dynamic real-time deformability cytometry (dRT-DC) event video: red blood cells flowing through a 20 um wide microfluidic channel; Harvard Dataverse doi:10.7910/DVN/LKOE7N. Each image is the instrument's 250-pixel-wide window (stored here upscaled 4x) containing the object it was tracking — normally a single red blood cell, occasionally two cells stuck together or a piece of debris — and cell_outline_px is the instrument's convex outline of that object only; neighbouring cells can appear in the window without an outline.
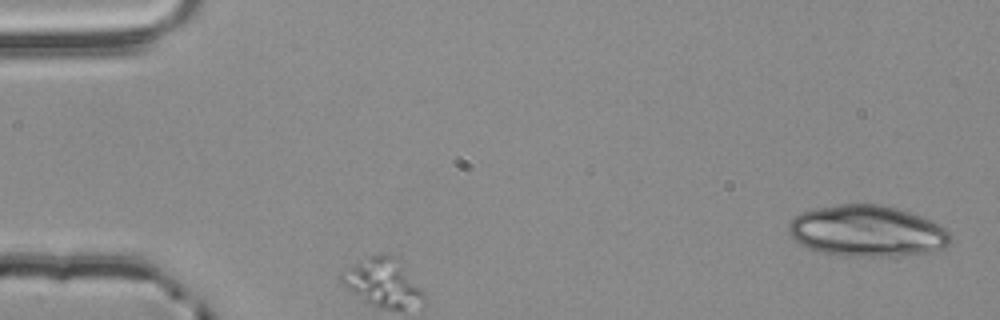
{"species": "common noctule bat (a hibernating species)", "species_latin": "Nyctalus noctula", "temperature_condition": "room temperature", "stored_images_in_passage": 33, "segment_of_instrument_passage": [1, 2], "camera_frame_rate_fps": 3000, "um_per_image_px": 0.085, "animal": {"sex": "male", "body_mass_g": 20.4}, "frame": {"image": 1, "passage_image": 1, "time_ms": 0.0, "image_size_px": [1000, 320], "cell_outline_px": [[952, 240], [944, 248], [932, 252], [892, 256], [840, 256], [816, 252], [792, 240], [788, 232], [788, 224], [800, 212], [812, 208], [840, 204], [880, 204], [896, 208], [920, 216], [944, 228], [948, 232]], "centroid_in_image_um": [73.64, 19.65], "position_along_channel_um": 11.4, "area_um2": 48.61}}